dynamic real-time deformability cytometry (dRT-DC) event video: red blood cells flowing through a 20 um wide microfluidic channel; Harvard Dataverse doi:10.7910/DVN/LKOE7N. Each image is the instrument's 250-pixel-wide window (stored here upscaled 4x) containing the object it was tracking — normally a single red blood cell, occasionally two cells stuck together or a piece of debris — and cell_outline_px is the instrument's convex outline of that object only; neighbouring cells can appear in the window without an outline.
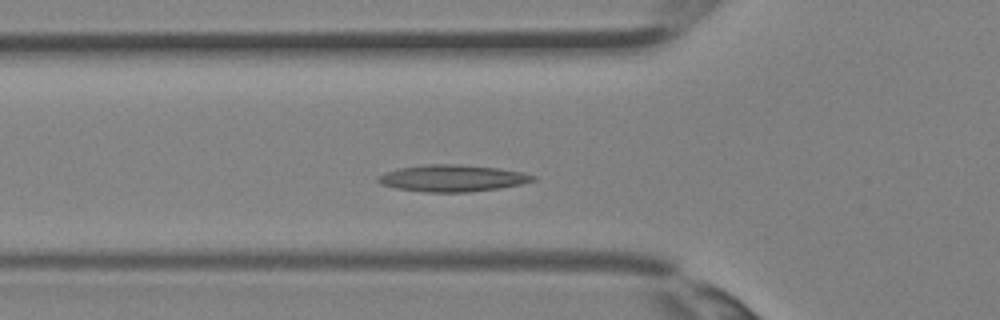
{"species": "Egyptian fruit bat (a non-hibernating species)", "species_latin": "Rousettus aegyptiacus", "temperature_condition": "room temperature", "stored_images_in_passage": 32, "camera_frame_rate_fps": 3000, "um_per_image_px": 0.085, "animal": {"sex": "female"}, "frame": {"image": 1, "passage_image": 9, "time_ms": 2.667, "image_size_px": [1000, 320], "cell_outline_px": [[536, 180], [520, 184], [500, 188], [468, 192], [428, 192], [396, 188], [380, 184], [376, 180], [380, 176], [388, 172], [400, 168], [424, 164], [460, 164], [496, 168], [524, 172], [536, 176]], "centroid_in_image_um": [38.48, 15.14], "position_along_channel_um": 87.3, "area_um2": 23.99}}
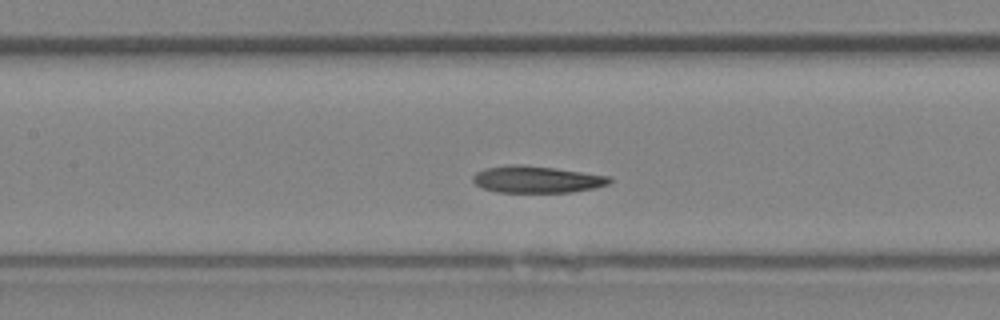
{"frame": {"image": 2, "passage_image": 13, "time_ms": 4.0, "image_size_px": [1000, 320], "cell_outline_px": [[612, 180], [608, 184], [592, 188], [572, 192], [496, 192], [484, 188], [476, 184], [472, 180], [472, 176], [476, 172], [484, 168], [508, 164], [520, 164], [556, 168], [612, 176]], "centroid_in_image_um": [45.61, 15.23], "position_along_channel_um": 161.8, "area_um2": 21.5}}
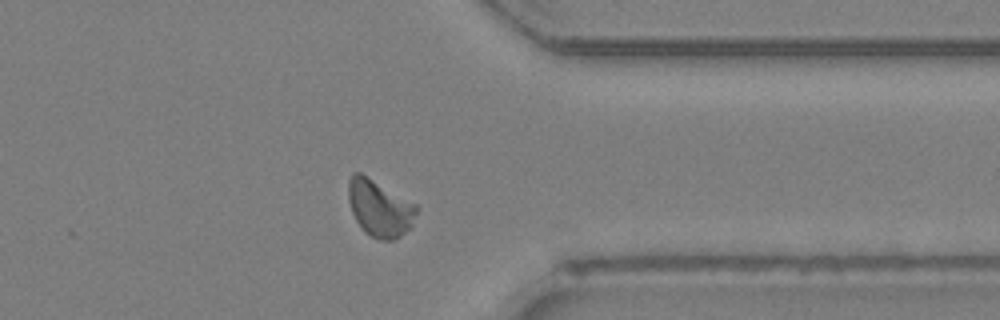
{"frame": {"image": 3, "passage_image": 25, "time_ms": 8.0, "image_size_px": [1000, 320], "cell_outline_px": [[420, 208], [412, 228], [400, 236], [392, 240], [380, 240], [364, 232], [356, 220], [352, 212], [348, 200], [348, 180], [352, 172], [360, 172], [416, 204]], "centroid_in_image_um": [32.29, 17.7], "position_along_channel_um": 379.1, "area_um2": 22.77}}